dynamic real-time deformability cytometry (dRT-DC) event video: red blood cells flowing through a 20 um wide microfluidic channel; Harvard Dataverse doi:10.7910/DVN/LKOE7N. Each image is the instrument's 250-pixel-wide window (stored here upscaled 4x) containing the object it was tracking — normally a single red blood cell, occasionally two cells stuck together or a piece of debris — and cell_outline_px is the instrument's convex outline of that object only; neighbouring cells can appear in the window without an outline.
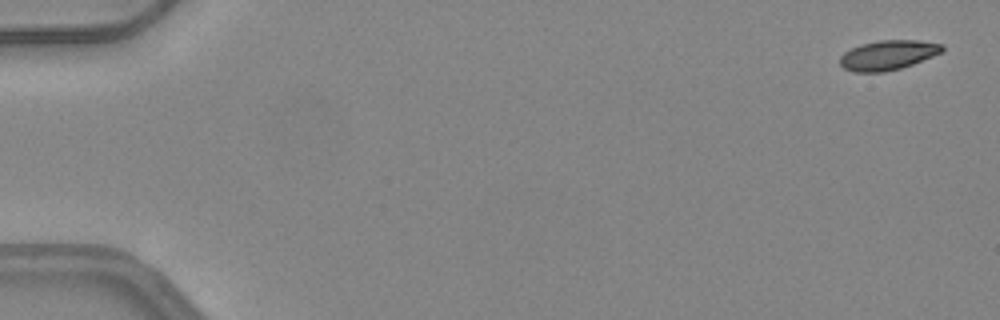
{"species": "common noctule bat (a hibernating species)", "species_latin": "Nyctalus noctula", "temperature_condition": "warm", "stored_images_in_passage": 50, "camera_frame_rate_fps": 3000, "um_per_image_px": 0.085, "animal": {"sex": "female", "body_mass_g": 24.6, "forearm_length_mm": 56.2}, "frame": {"image": 1, "passage_image": 2, "time_ms": 0.333, "image_size_px": [1000, 320], "cell_outline_px": [[944, 52], [912, 64], [900, 68], [884, 72], [852, 72], [844, 68], [840, 64], [840, 56], [844, 52], [860, 44], [880, 40], [920, 40], [944, 44]], "centroid_in_image_um": [75.5, 4.67], "position_along_channel_um": 9.5, "area_um2": 17.8}}
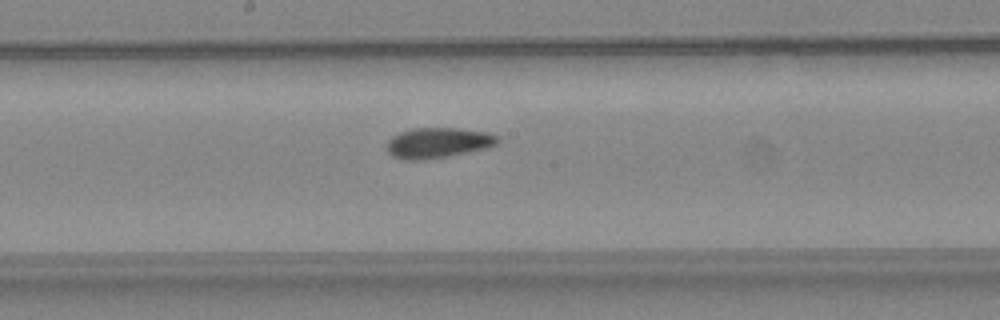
{"frame": {"image": 2, "passage_image": 28, "time_ms": 9.0, "image_size_px": [1000, 320], "cell_outline_px": [[500, 140], [496, 144], [484, 148], [448, 156], [424, 160], [404, 160], [392, 156], [384, 148], [388, 140], [392, 136], [400, 132], [412, 128], [456, 128], [488, 132], [500, 136]], "centroid_in_image_um": [37.18, 12.13], "position_along_channel_um": 211.0, "area_um2": 19.77}}
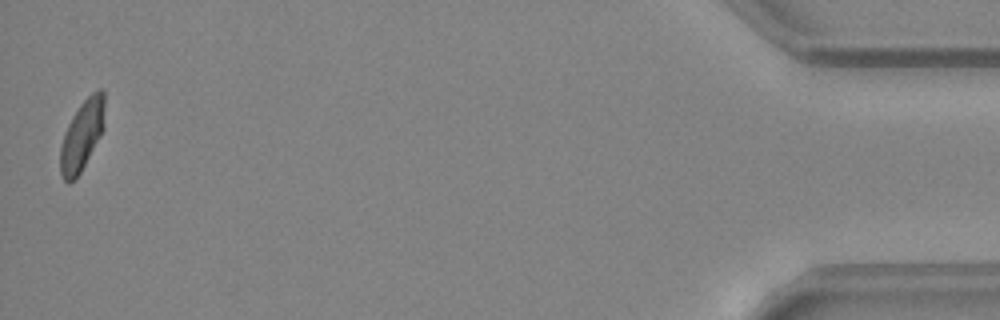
{"frame": {"image": 3, "passage_image": 50, "time_ms": 16.333, "image_size_px": [1000, 320], "cell_outline_px": [[104, 128], [100, 136], [80, 172], [68, 184], [64, 180], [60, 172], [60, 148], [64, 132], [72, 116], [80, 104], [92, 92], [100, 88], [104, 88]], "centroid_in_image_um": [6.97, 11.46], "position_along_channel_um": 428.2, "area_um2": 18.03}, "authors_computed_cell_mechanics": {"area_um2": 18.6405, "velocity_mm_per_s": 4.1866, "shape_relaxation_time_tau1_ms": 4.0788, "shape_relaxation_time_tau2_ms": 1.9962, "deformation_change_tau1": 0.1386, "deformation_change_tau2": 0.0778}}